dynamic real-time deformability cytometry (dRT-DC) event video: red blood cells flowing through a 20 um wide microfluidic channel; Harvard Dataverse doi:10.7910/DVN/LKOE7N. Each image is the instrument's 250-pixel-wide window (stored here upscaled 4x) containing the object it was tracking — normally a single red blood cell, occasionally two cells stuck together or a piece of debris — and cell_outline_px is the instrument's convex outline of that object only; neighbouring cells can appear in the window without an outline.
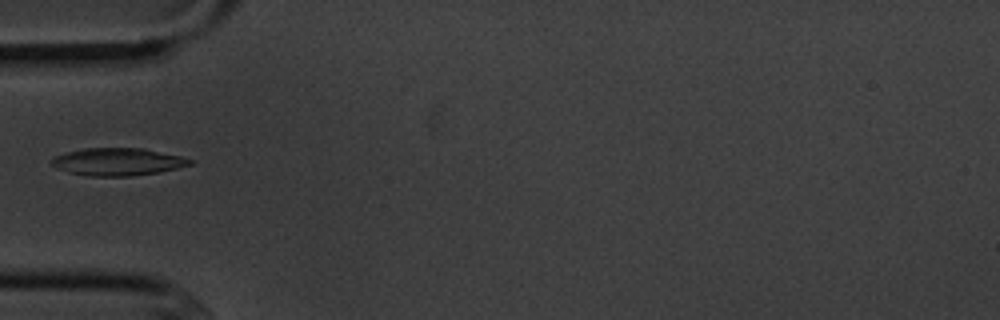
{"species": "common noctule bat (a hibernating species)", "species_latin": "Nyctalus noctula", "temperature_condition": "cold", "stored_images_in_passage": 6, "camera_frame_rate_fps": 3000, "um_per_image_px": 0.085, "animal": {"sex": "male", "body_mass_g": 20.1, "forearm_length_mm": 53.5}, "frame": {"image": 1, "passage_image": 5, "time_ms": 5.0, "image_size_px": [1000, 320], "cell_outline_px": [[196, 160], [192, 164], [160, 172], [132, 176], [88, 176], [68, 172], [56, 168], [52, 164], [52, 160], [56, 156], [64, 152], [84, 148], [144, 148], [180, 156]], "centroid_in_image_um": [10.02, 13.75], "position_along_channel_um": 75.0, "area_um2": 22.25}}
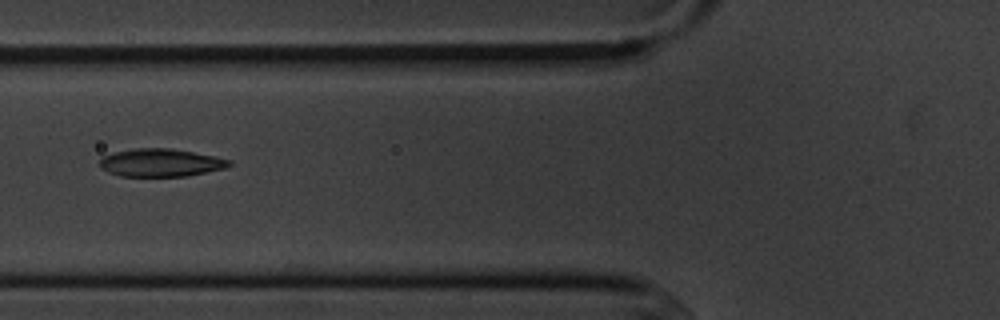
{"frame": {"image": 2, "passage_image": 6, "time_ms": 6.0, "image_size_px": [1000, 320], "cell_outline_px": [[232, 164], [224, 168], [188, 176], [120, 176], [108, 172], [100, 168], [100, 160], [104, 156], [112, 152], [132, 148], [172, 148], [232, 160]], "centroid_in_image_um": [13.63, 13.82], "position_along_channel_um": 112.2, "area_um2": 21.04}}